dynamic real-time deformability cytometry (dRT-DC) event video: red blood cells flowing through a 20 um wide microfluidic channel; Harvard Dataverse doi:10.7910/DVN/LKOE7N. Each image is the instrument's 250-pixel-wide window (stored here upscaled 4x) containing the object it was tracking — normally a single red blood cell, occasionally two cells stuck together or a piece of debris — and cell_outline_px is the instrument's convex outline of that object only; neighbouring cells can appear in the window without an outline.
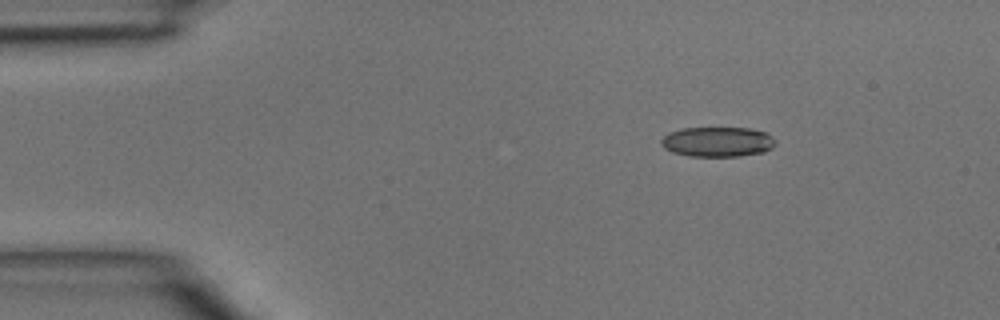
{"species": "common noctule bat (a hibernating species)", "species_latin": "Nyctalus noctula", "temperature_condition": "room temperature", "stored_images_in_passage": 3, "camera_frame_rate_fps": 3000, "um_per_image_px": 0.085, "animal": {"sex": "male", "body_mass_g": 15.6}, "frame": {"image": 1, "passage_image": 1, "time_ms": 0.0, "image_size_px": [1000, 320], "cell_outline_px": [[776, 144], [772, 148], [764, 152], [740, 156], [688, 156], [672, 152], [664, 148], [660, 144], [660, 140], [668, 132], [684, 128], [748, 128], [764, 132], [772, 136], [776, 140]], "centroid_in_image_um": [60.98, 12.06], "position_along_channel_um": 24.0, "area_um2": 20.06}}
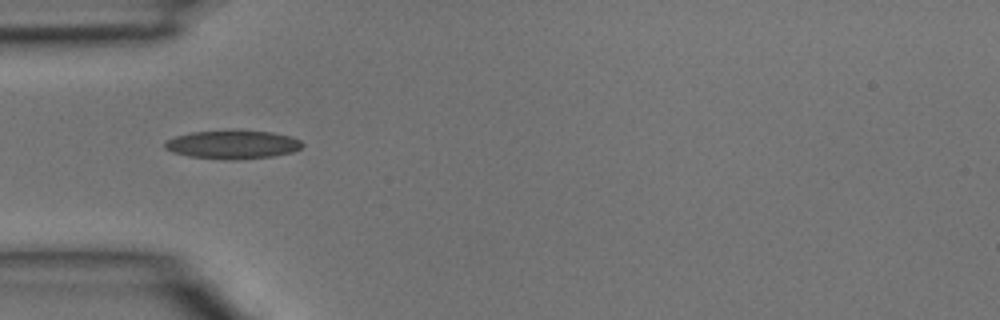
{"frame": {"image": 2, "passage_image": 3, "time_ms": 0.667, "image_size_px": [1000, 320], "cell_outline_px": [[304, 144], [300, 148], [292, 152], [272, 156], [236, 160], [224, 160], [188, 156], [172, 152], [164, 148], [164, 140], [176, 136], [192, 132], [272, 132], [292, 136], [300, 140]], "centroid_in_image_um": [19.75, 12.32], "position_along_channel_um": 65.2, "area_um2": 22.48}}